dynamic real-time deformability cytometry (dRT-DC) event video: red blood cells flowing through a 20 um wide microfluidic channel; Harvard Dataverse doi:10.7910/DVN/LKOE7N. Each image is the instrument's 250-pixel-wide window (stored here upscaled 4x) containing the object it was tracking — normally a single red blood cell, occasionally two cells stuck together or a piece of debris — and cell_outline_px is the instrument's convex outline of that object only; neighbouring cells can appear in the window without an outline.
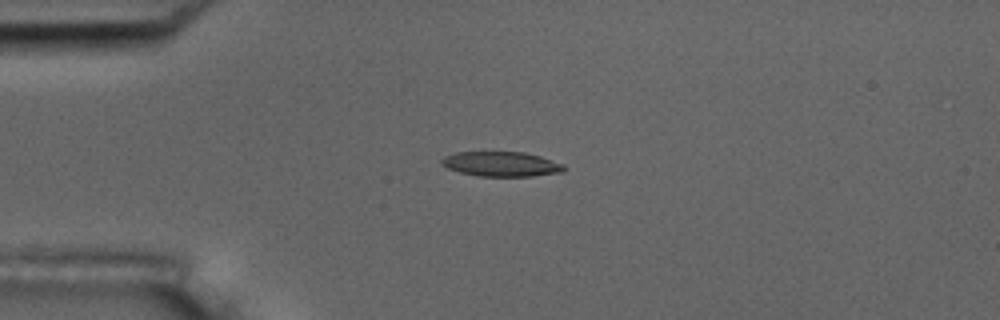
{"species": "common noctule bat (a hibernating species)", "species_latin": "Nyctalus noctula", "temperature_condition": "room temperature", "stored_images_in_passage": 2, "camera_frame_rate_fps": 3000, "um_per_image_px": 0.085, "animal": {"sex": "male", "body_mass_g": 17.5, "forearm_length_mm": 52.3}, "frame": {"image": 1, "passage_image": 1, "time_ms": 0.0, "image_size_px": [1000, 320], "cell_outline_px": [[564, 172], [532, 176], [480, 176], [460, 172], [448, 168], [440, 164], [440, 160], [444, 156], [456, 152], [524, 152], [540, 156], [564, 164]], "centroid_in_image_um": [42.6, 13.94], "position_along_channel_um": 42.4, "area_um2": 17.69}}